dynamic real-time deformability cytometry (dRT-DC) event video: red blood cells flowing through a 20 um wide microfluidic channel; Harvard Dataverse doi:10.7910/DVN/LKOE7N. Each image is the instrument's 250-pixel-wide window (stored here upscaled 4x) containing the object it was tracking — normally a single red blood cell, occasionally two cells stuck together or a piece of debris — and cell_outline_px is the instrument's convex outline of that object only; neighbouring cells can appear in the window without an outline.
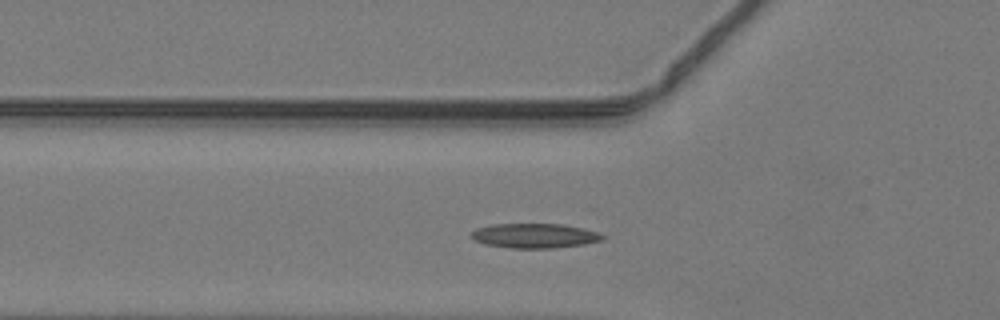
{"species": "common noctule bat (a hibernating species)", "species_latin": "Nyctalus noctula", "temperature_condition": "warm", "stored_images_in_passage": 42, "camera_frame_rate_fps": 3000, "um_per_image_px": 0.085, "animal": {"sex": "male", "body_mass_g": 19.2, "forearm_length_mm": 51.8}, "frame": {"image": 1, "passage_image": 10, "time_ms": 3.0, "image_size_px": [1000, 320], "cell_outline_px": [[604, 240], [584, 244], [556, 248], [508, 248], [484, 244], [476, 240], [472, 236], [472, 232], [476, 228], [492, 224], [560, 224], [584, 228], [596, 232], [604, 236]], "centroid_in_image_um": [45.45, 20.04], "position_along_channel_um": 80.4, "area_um2": 18.79}}
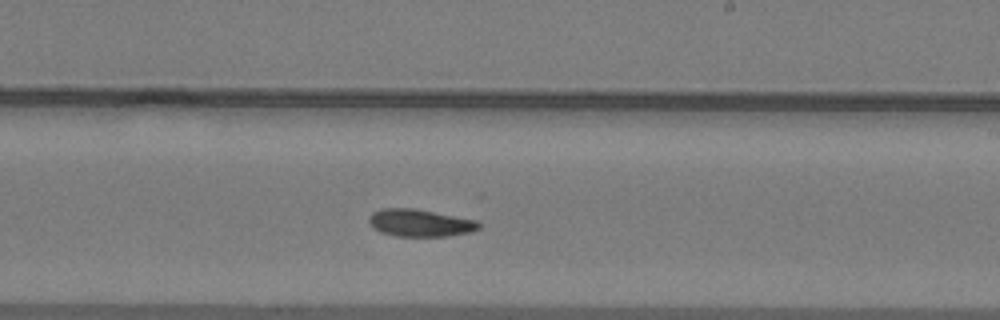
{"frame": {"image": 2, "passage_image": 22, "time_ms": 7.0, "image_size_px": [1000, 320], "cell_outline_px": [[480, 228], [468, 232], [448, 236], [396, 236], [380, 232], [368, 220], [372, 212], [380, 208], [412, 208], [476, 220], [480, 224]], "centroid_in_image_um": [35.68, 18.94], "position_along_channel_um": 253.3, "area_um2": 17.22}}
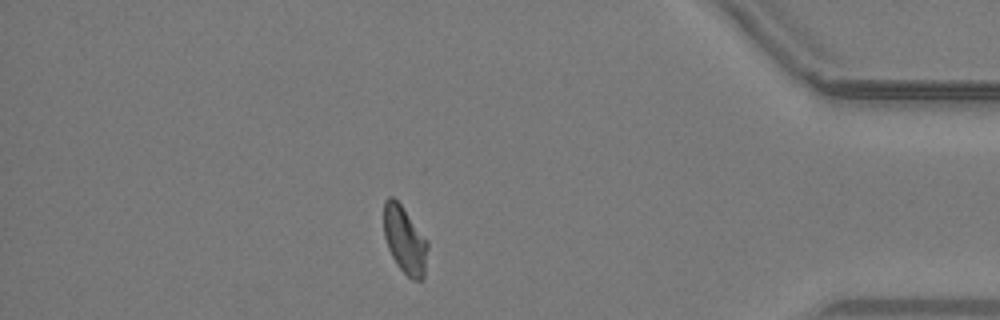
{"frame": {"image": 3, "passage_image": 35, "time_ms": 11.333, "image_size_px": [1000, 320], "cell_outline_px": [[428, 248], [424, 280], [412, 280], [396, 264], [388, 248], [384, 236], [384, 200], [388, 196], [392, 196], [400, 204], [428, 240]], "centroid_in_image_um": [34.42, 20.42], "position_along_channel_um": 400.8, "area_um2": 17.28}}